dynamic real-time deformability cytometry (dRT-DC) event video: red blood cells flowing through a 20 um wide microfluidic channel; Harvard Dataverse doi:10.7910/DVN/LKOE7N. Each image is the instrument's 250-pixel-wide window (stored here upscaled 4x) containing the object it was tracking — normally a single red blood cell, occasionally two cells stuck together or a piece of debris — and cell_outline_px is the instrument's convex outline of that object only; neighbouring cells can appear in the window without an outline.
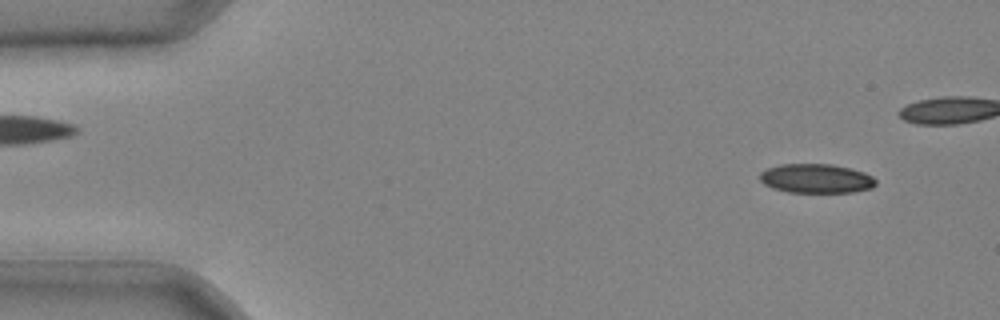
{"species": "common noctule bat (a hibernating species)", "species_latin": "Nyctalus noctula", "temperature_condition": "cold", "stored_images_in_passage": 35, "camera_frame_rate_fps": 3000, "um_per_image_px": 0.085, "animal": {"sex": "male", "body_mass_g": 20.4}, "frame": {"image": 1, "passage_image": 3, "time_ms": 0.667, "image_size_px": [1000, 320], "cell_outline_px": [[876, 184], [872, 188], [852, 192], [788, 192], [772, 188], [764, 184], [760, 180], [760, 172], [768, 168], [780, 164], [832, 164], [852, 168], [864, 172], [872, 176], [876, 180]], "centroid_in_image_um": [69.38, 15.17], "position_along_channel_um": 15.6, "area_um2": 19.83}}
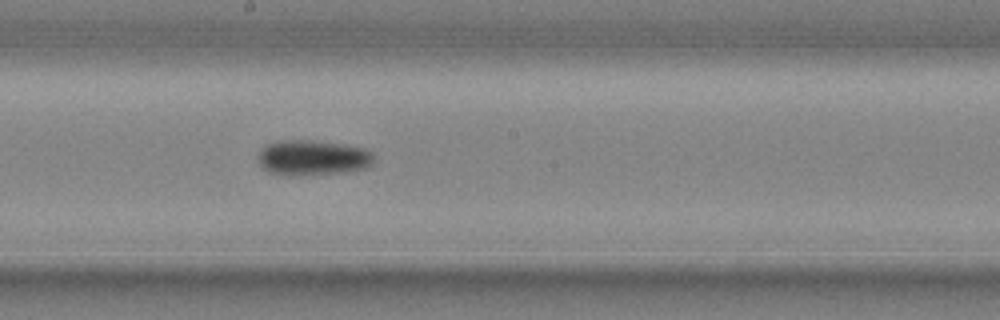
{"frame": {"image": 2, "passage_image": 23, "time_ms": 7.333, "image_size_px": [1000, 320], "cell_outline_px": [[372, 164], [364, 168], [340, 172], [268, 172], [260, 164], [256, 156], [260, 148], [264, 144], [276, 140], [312, 140], [344, 144], [364, 148], [372, 152]], "centroid_in_image_um": [26.54, 13.32], "position_along_channel_um": 221.7, "area_um2": 22.95}}
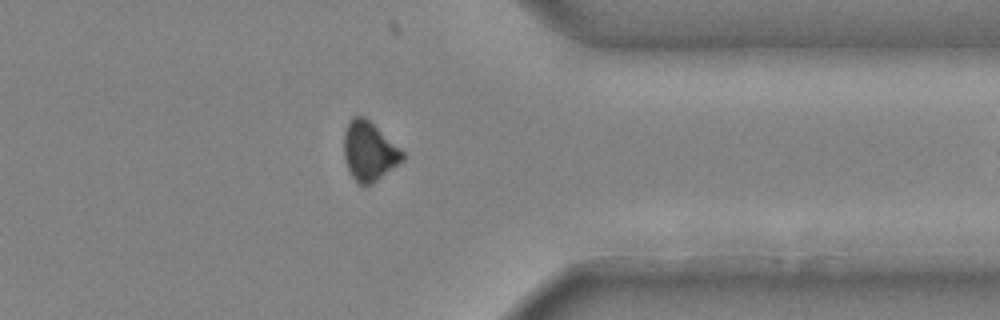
{"frame": {"image": 3, "passage_image": 34, "time_ms": 11.0, "image_size_px": [1000, 320], "cell_outline_px": [[404, 160], [372, 184], [360, 184], [352, 176], [348, 168], [344, 156], [344, 132], [348, 120], [352, 116], [364, 116], [400, 148], [404, 152]], "centroid_in_image_um": [31.37, 12.84], "position_along_channel_um": 380.0, "area_um2": 20.0}}